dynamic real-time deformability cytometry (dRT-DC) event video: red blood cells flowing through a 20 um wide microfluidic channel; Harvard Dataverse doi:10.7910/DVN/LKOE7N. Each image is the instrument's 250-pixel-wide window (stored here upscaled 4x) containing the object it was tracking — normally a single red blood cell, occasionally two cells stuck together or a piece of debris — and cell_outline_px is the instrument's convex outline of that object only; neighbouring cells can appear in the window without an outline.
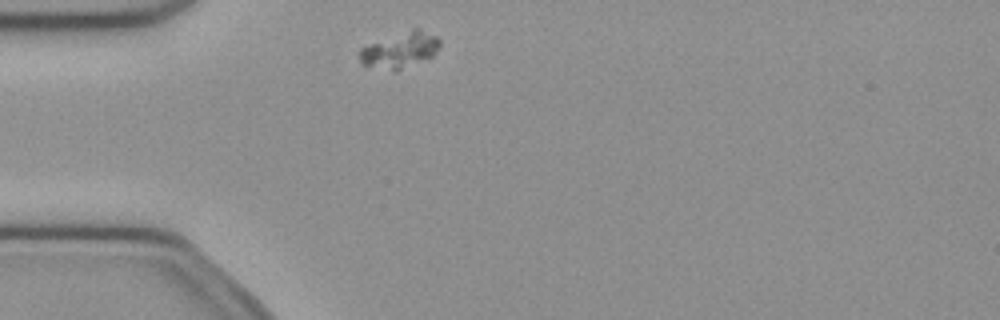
{"species": "common noctule bat (a hibernating species)", "species_latin": "Nyctalus noctula", "temperature_condition": "cold", "stored_images_in_passage": 41, "camera_frame_rate_fps": 3000, "um_per_image_px": 0.085, "animal": {"sex": "female", "body_mass_g": 21.9}, "frame": {"image": 1, "passage_image": 2, "time_ms": 0.333, "image_size_px": [1000, 320], "cell_outline_px": [[440, 44], [436, 52], [432, 56], [400, 68], [368, 68], [360, 64], [360, 48], [412, 28], [420, 28], [436, 36], [440, 40]], "centroid_in_image_um": [33.99, 4.22], "position_along_channel_um": 51.0, "area_um2": 16.13}}
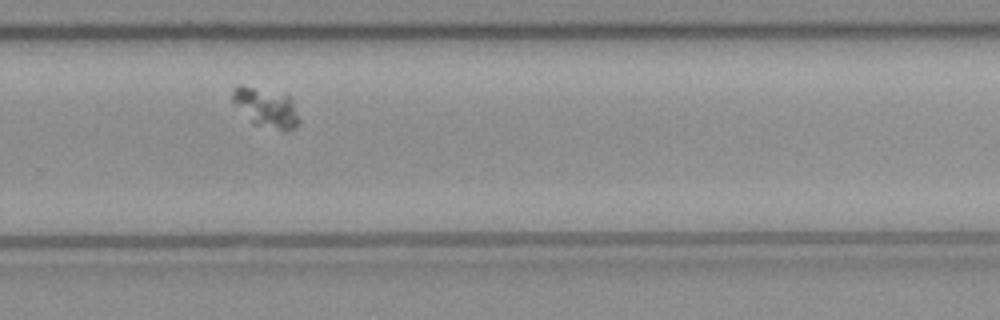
{"frame": {"image": 2, "passage_image": 23, "time_ms": 7.333, "image_size_px": [1000, 320], "cell_outline_px": [[300, 124], [296, 128], [284, 132], [252, 124], [232, 100], [232, 92], [236, 84], [240, 84], [288, 96], [300, 120]], "centroid_in_image_um": [22.6, 9.2], "position_along_channel_um": 307.2, "area_um2": 15.14}}
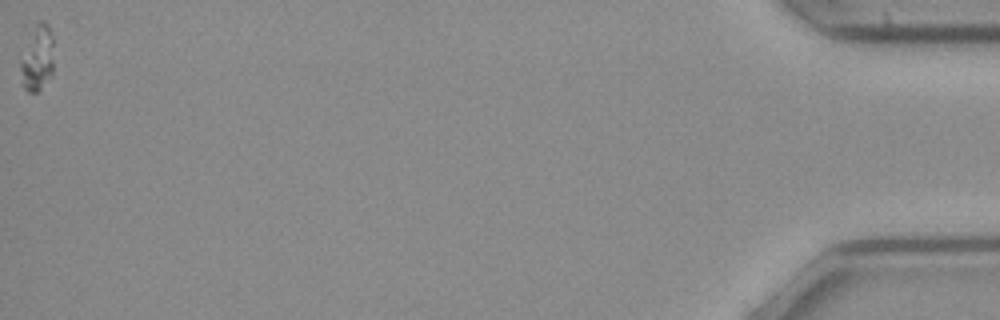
{"frame": {"image": 3, "passage_image": 41, "time_ms": 13.333, "image_size_px": [1000, 320], "cell_outline_px": [[52, 76], [40, 92], [28, 92], [24, 88], [20, 68], [20, 60], [36, 20], [44, 20], [48, 24], [52, 36]], "centroid_in_image_um": [3.18, 4.95], "position_along_channel_um": 432.0, "area_um2": 12.83}}